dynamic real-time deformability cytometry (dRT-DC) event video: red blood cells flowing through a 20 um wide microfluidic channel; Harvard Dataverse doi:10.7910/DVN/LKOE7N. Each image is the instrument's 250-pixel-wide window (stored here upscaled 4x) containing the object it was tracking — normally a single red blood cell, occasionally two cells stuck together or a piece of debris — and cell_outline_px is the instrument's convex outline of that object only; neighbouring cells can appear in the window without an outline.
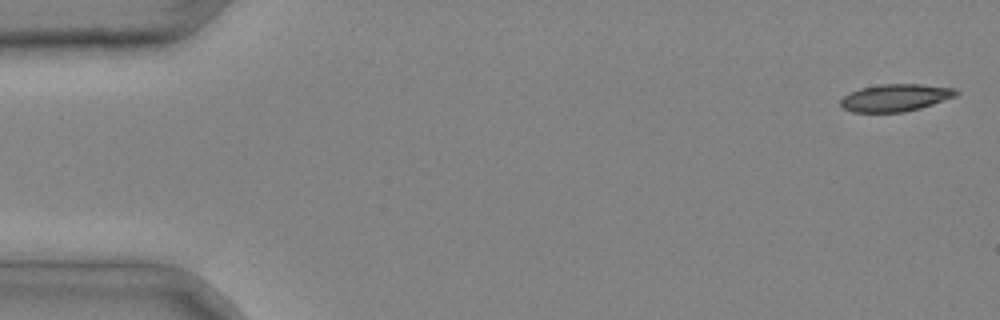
{"species": "common noctule bat (a hibernating species)", "species_latin": "Nyctalus noctula", "temperature_condition": "cold", "stored_images_in_passage": 3, "camera_frame_rate_fps": 3000, "um_per_image_px": 0.085, "animal": {"sex": "male", "body_mass_g": 20.4}, "frame": {"image": 1, "passage_image": 1, "time_ms": 0.0, "image_size_px": [1000, 320], "cell_outline_px": [[960, 92], [956, 96], [920, 108], [904, 112], [852, 112], [844, 108], [840, 104], [840, 100], [844, 96], [860, 88], [880, 84], [920, 84], [956, 88]], "centroid_in_image_um": [76.13, 8.3], "position_along_channel_um": 8.9, "area_um2": 18.32}}
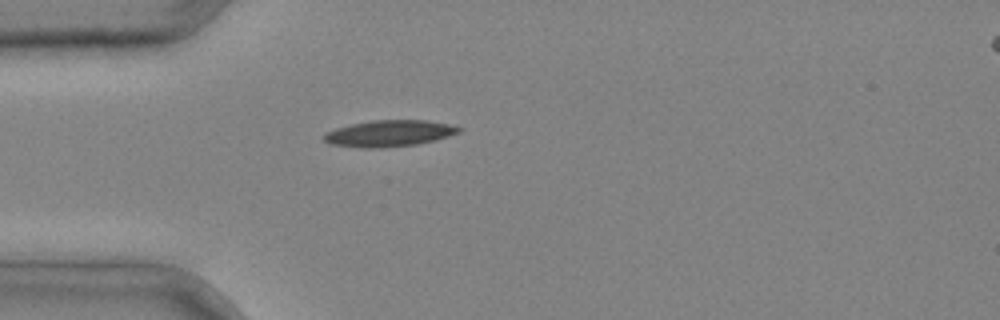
{"frame": {"image": 2, "passage_image": 3, "time_ms": 0.667, "image_size_px": [1000, 320], "cell_outline_px": [[464, 128], [460, 132], [436, 140], [416, 144], [376, 148], [360, 148], [328, 144], [324, 140], [324, 132], [336, 128], [352, 124], [372, 120], [428, 120], [448, 124]], "centroid_in_image_um": [33.07, 11.34], "position_along_channel_um": 51.9, "area_um2": 20.81}}